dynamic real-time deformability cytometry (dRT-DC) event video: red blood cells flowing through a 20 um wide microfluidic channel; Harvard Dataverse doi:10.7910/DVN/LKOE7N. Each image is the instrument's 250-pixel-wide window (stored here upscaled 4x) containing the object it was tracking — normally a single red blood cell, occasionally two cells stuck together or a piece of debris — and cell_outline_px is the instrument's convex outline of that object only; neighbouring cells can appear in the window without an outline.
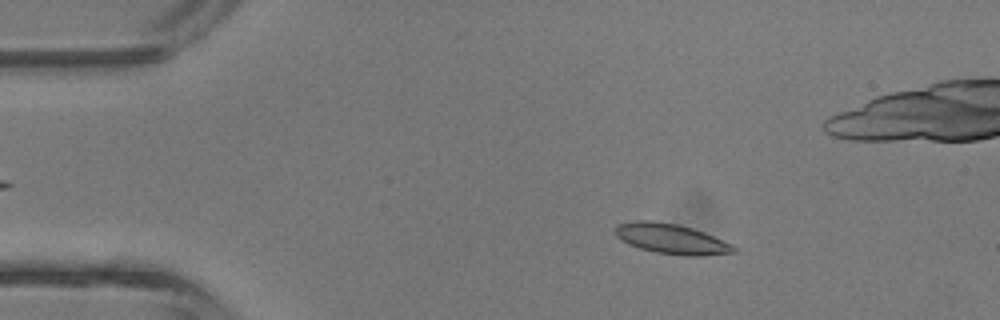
{"species": "common noctule bat (a hibernating species)", "species_latin": "Nyctalus noctula", "temperature_condition": "room temperature", "stored_images_in_passage": 42, "camera_frame_rate_fps": 3000, "um_per_image_px": 0.085, "animal": {"sex": "male", "body_mass_g": 13.3}, "frame": {"image": 1, "passage_image": 5, "time_ms": 1.333, "image_size_px": [1000, 320], "cell_outline_px": [[736, 252], [704, 256], [684, 256], [656, 252], [640, 248], [628, 244], [620, 240], [616, 236], [616, 224], [636, 220], [652, 220], [676, 224], [692, 228], [704, 232], [732, 244], [736, 248]], "centroid_in_image_um": [57.06, 20.3], "position_along_channel_um": 27.9, "area_um2": 20.87}}
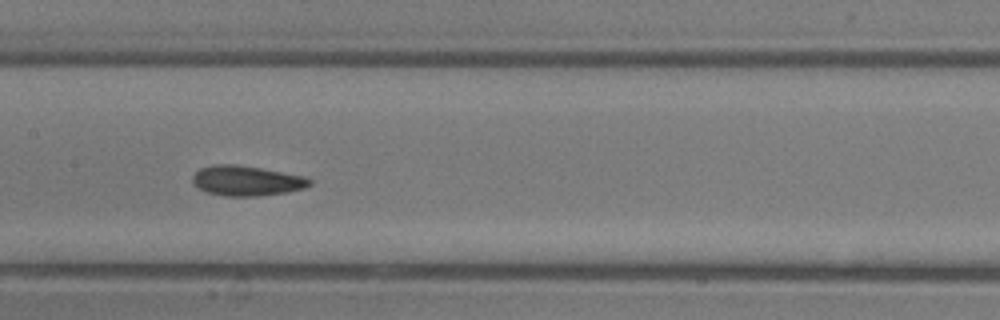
{"frame": {"image": 2, "passage_image": 19, "time_ms": 6.0, "image_size_px": [1000, 320], "cell_outline_px": [[312, 184], [304, 188], [288, 192], [256, 196], [224, 196], [204, 192], [192, 180], [192, 176], [200, 168], [212, 164], [232, 164], [260, 168], [308, 176], [312, 180]], "centroid_in_image_um": [20.99, 15.36], "position_along_channel_um": 186.4, "area_um2": 20.63}}
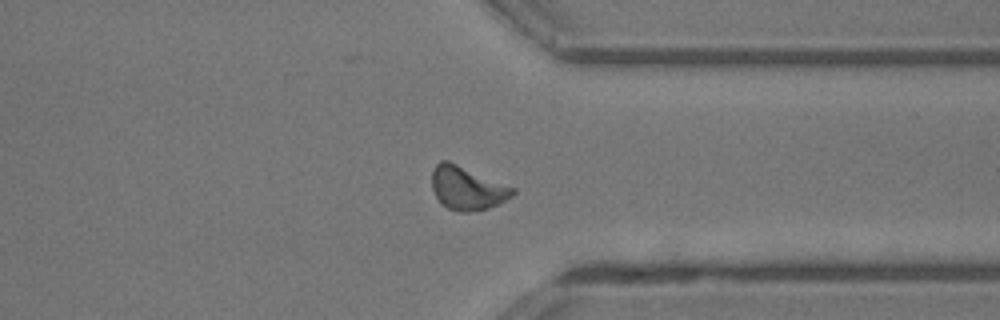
{"frame": {"image": 3, "passage_image": 31, "time_ms": 10.0, "image_size_px": [1000, 320], "cell_outline_px": [[516, 192], [512, 196], [488, 208], [468, 212], [460, 212], [448, 208], [436, 196], [432, 188], [432, 172], [436, 164], [440, 160], [448, 160], [516, 188]], "centroid_in_image_um": [39.71, 15.97], "position_along_channel_um": 371.7, "area_um2": 20.23}, "authors_computed_cell_mechanics": {"area_um2": 19.7965, "velocity_mm_per_s": 4.7012, "shape_relaxation_time_tau1_ms": 2.3973, "shape_relaxation_time_tau2_ms": 1.971, "deformation_change_tau1": 0.1186, "deformation_change_tau2": 0.0899}}